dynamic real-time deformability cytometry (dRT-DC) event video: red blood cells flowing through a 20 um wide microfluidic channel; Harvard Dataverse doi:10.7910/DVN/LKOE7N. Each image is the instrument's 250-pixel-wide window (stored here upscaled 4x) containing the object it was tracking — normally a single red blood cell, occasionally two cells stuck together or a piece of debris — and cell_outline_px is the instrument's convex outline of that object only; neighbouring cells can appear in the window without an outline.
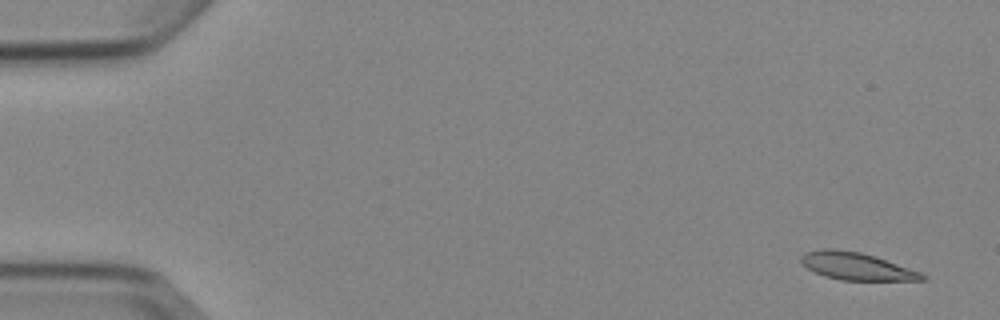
{"species": "Egyptian fruit bat (a non-hibernating species)", "species_latin": "Rousettus aegyptiacus", "temperature_condition": "cold", "stored_images_in_passage": 5, "camera_frame_rate_fps": 3000, "um_per_image_px": 0.085, "animal": {"sex": "female"}, "frame": {"image": 1, "passage_image": 1, "time_ms": 0.0, "image_size_px": [1000, 320], "cell_outline_px": [[928, 280], [840, 280], [824, 276], [808, 268], [800, 260], [800, 256], [808, 252], [828, 248], [860, 252], [920, 272], [928, 276]], "centroid_in_image_um": [72.81, 22.65], "position_along_channel_um": 12.2, "area_um2": 18.84}}
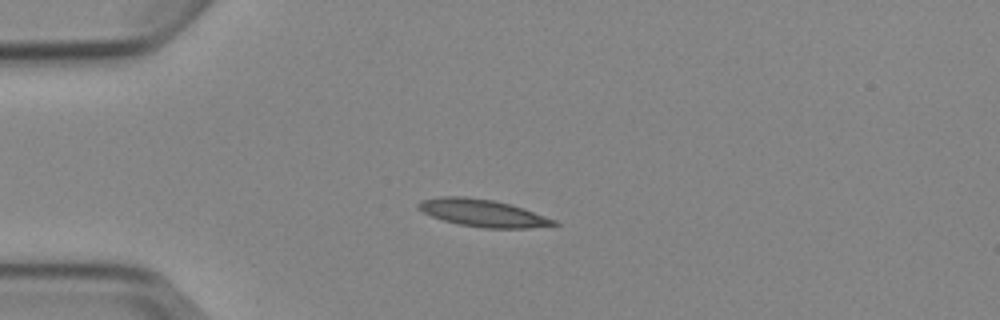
{"frame": {"image": 2, "passage_image": 4, "time_ms": 3.667, "image_size_px": [1000, 320], "cell_outline_px": [[560, 224], [528, 228], [484, 228], [460, 224], [444, 220], [432, 216], [416, 208], [416, 204], [424, 200], [440, 196], [464, 196], [492, 200], [512, 204], [524, 208], [556, 220]], "centroid_in_image_um": [41.05, 18.1], "position_along_channel_um": 44.0, "area_um2": 21.44}}